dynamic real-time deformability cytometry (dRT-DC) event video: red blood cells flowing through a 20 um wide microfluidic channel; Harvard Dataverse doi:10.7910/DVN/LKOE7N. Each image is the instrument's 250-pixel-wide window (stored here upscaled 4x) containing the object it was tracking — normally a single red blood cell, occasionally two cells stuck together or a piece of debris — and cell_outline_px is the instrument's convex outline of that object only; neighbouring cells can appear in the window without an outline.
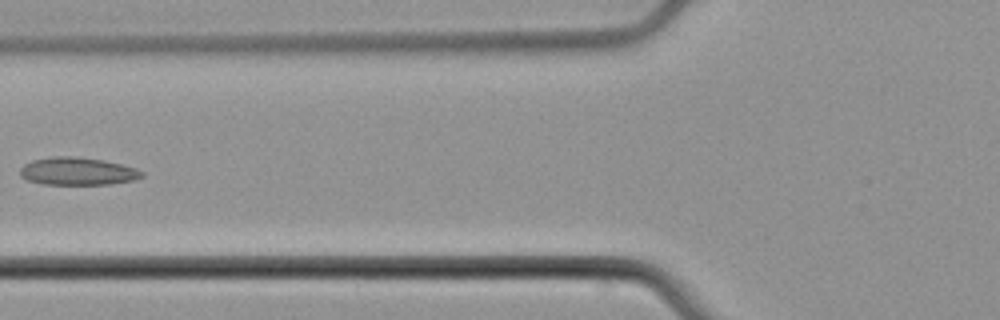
{"species": "common noctule bat (a hibernating species)", "species_latin": "Nyctalus noctula", "temperature_condition": "cold", "stored_images_in_passage": 5, "camera_frame_rate_fps": 3000, "um_per_image_px": 0.085, "animal": {"sex": "male", "body_mass_g": 21.5, "forearm_length_mm": 52.0}, "frame": {"image": 1, "passage_image": 5, "time_ms": 6.0, "image_size_px": [1000, 320], "cell_outline_px": [[144, 176], [136, 180], [108, 184], [44, 184], [28, 180], [20, 176], [20, 168], [24, 164], [32, 160], [52, 156], [72, 156], [104, 160], [136, 168], [144, 172]], "centroid_in_image_um": [6.6, 14.55], "position_along_channel_um": 119.2, "area_um2": 19.71}}